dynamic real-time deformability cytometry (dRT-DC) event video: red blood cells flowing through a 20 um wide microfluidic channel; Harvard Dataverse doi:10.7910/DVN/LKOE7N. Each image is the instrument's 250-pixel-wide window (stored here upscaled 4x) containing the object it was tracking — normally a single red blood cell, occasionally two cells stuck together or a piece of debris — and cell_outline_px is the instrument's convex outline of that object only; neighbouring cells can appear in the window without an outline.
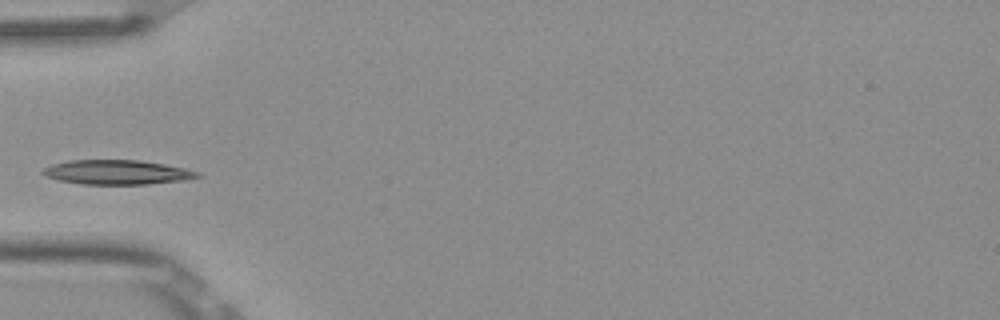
{"species": "Egyptian fruit bat (a non-hibernating species)", "species_latin": "Rousettus aegyptiacus", "temperature_condition": "room temperature", "stored_images_in_passage": 4, "camera_frame_rate_fps": 3000, "um_per_image_px": 0.085, "frame": {"image": 1, "passage_image": 4, "time_ms": 1.0, "image_size_px": [1000, 320], "cell_outline_px": [[200, 176], [180, 180], [148, 184], [80, 184], [60, 180], [48, 176], [40, 172], [44, 168], [52, 164], [68, 160], [140, 160], [164, 164], [184, 168], [200, 172]], "centroid_in_image_um": [9.92, 14.63], "position_along_channel_um": 75.1, "area_um2": 21.79}}